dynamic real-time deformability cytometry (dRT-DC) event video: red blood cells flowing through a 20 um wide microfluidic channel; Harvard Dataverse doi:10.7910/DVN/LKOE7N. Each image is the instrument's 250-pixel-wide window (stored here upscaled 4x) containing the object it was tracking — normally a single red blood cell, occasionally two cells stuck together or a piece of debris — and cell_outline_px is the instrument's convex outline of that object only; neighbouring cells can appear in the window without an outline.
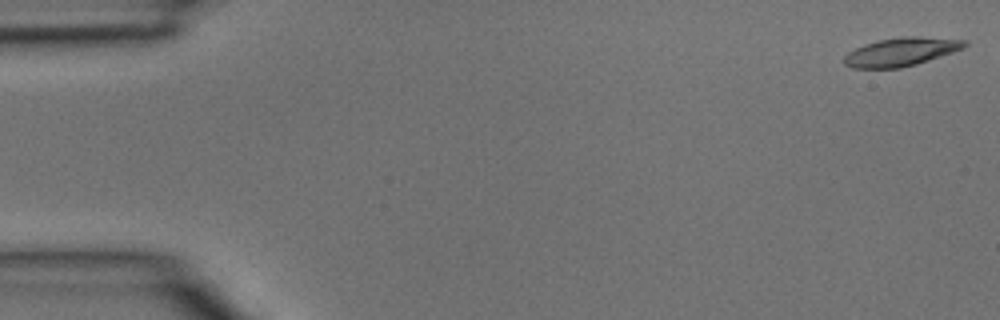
{"species": "common noctule bat (a hibernating species)", "species_latin": "Nyctalus noctula", "temperature_condition": "room temperature", "stored_images_in_passage": 4, "camera_frame_rate_fps": 3000, "um_per_image_px": 0.085, "animal": {"sex": "male", "body_mass_g": 15.6}, "frame": {"image": 1, "passage_image": 1, "time_ms": 0.0, "image_size_px": [1000, 320], "cell_outline_px": [[968, 44], [964, 48], [916, 64], [900, 68], [852, 68], [844, 64], [844, 56], [848, 52], [864, 44], [880, 40], [904, 36], [916, 36], [968, 40]], "centroid_in_image_um": [76.59, 4.4], "position_along_channel_um": 8.4, "area_um2": 19.83}}
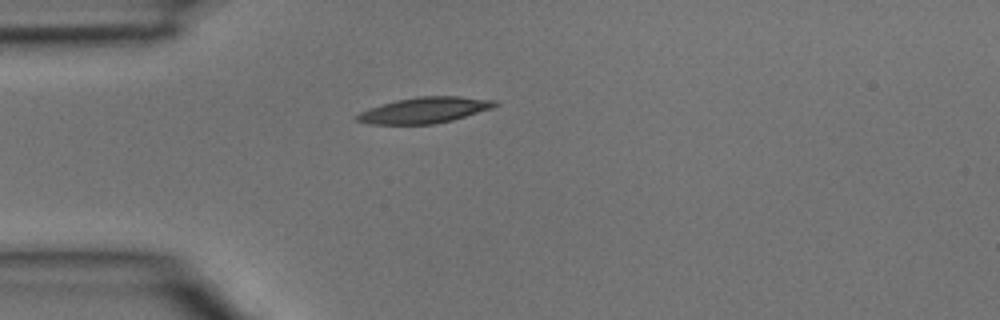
{"frame": {"image": 2, "passage_image": 4, "time_ms": 1.0, "image_size_px": [1000, 320], "cell_outline_px": [[500, 104], [492, 108], [452, 120], [432, 124], [372, 124], [356, 120], [356, 116], [360, 112], [396, 100], [416, 96], [460, 96], [496, 100]], "centroid_in_image_um": [36.14, 9.35], "position_along_channel_um": 48.9, "area_um2": 20.58}}